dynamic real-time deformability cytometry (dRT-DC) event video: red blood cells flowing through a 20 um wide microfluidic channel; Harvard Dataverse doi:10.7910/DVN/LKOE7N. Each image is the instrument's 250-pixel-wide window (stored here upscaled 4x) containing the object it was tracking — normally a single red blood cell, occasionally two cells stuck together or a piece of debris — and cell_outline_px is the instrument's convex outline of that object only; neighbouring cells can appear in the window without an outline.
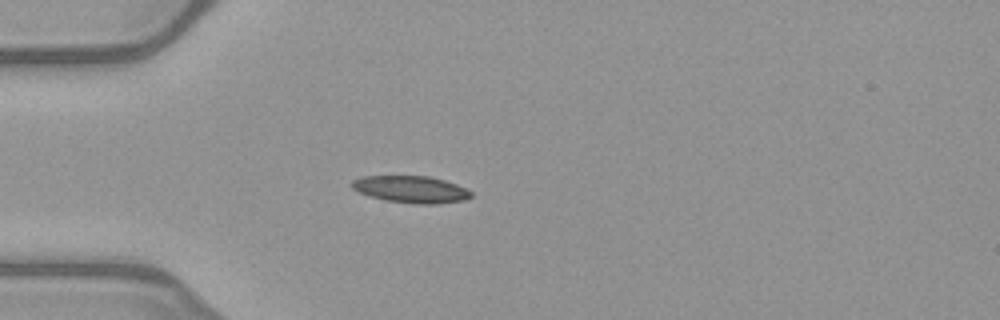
{"species": "common noctule bat (a hibernating species)", "species_latin": "Nyctalus noctula", "temperature_condition": "warm", "stored_images_in_passage": 33, "camera_frame_rate_fps": 3000, "um_per_image_px": 0.085, "animal": {"sex": "female", "body_mass_g": 21.9}, "frame": {"image": 1, "passage_image": 1, "time_ms": 0.0, "image_size_px": [1000, 320], "cell_outline_px": [[472, 196], [464, 200], [436, 204], [416, 204], [384, 200], [368, 196], [352, 188], [352, 180], [364, 176], [428, 176], [444, 180], [456, 184], [472, 192]], "centroid_in_image_um": [34.93, 16.1], "position_along_channel_um": 50.1, "area_um2": 18.67}}
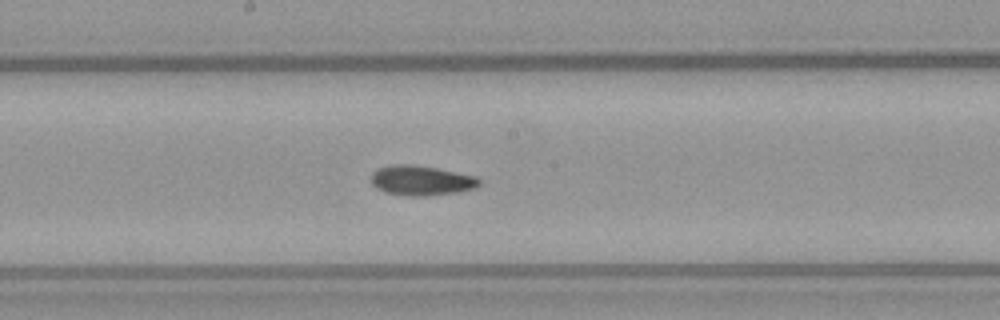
{"frame": {"image": 2, "passage_image": 14, "time_ms": 4.333, "image_size_px": [1000, 320], "cell_outline_px": [[480, 184], [476, 188], [460, 192], [428, 196], [408, 196], [384, 192], [376, 188], [372, 184], [372, 172], [376, 168], [392, 164], [412, 164], [436, 168], [476, 176], [480, 180]], "centroid_in_image_um": [35.8, 15.34], "position_along_channel_um": 212.4, "area_um2": 19.07}}
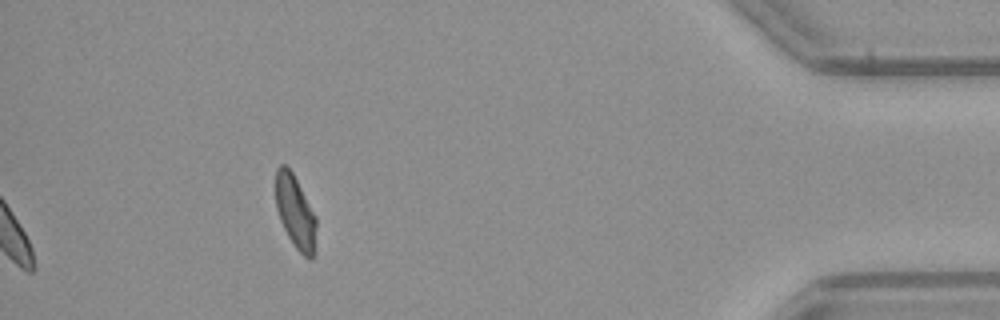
{"frame": {"image": 3, "passage_image": 33, "time_ms": 10.667, "image_size_px": [1000, 320], "cell_outline_px": [[316, 252], [312, 260], [308, 260], [296, 248], [288, 236], [280, 220], [276, 208], [276, 168], [280, 164], [284, 164], [292, 172], [316, 216]], "centroid_in_image_um": [25.13, 18.07], "position_along_channel_um": 410.1, "area_um2": 17.4}, "authors_computed_cell_mechanics": {"area_um2": 18.0914, "velocity_mm_per_s": 4.0274, "shape_relaxation_time_tau1_ms": 4.5303, "shape_relaxation_time_tau2_ms": 3.6544, "deformation_change_tau1": 0.1363, "deformation_change_tau2": 0.1008}}